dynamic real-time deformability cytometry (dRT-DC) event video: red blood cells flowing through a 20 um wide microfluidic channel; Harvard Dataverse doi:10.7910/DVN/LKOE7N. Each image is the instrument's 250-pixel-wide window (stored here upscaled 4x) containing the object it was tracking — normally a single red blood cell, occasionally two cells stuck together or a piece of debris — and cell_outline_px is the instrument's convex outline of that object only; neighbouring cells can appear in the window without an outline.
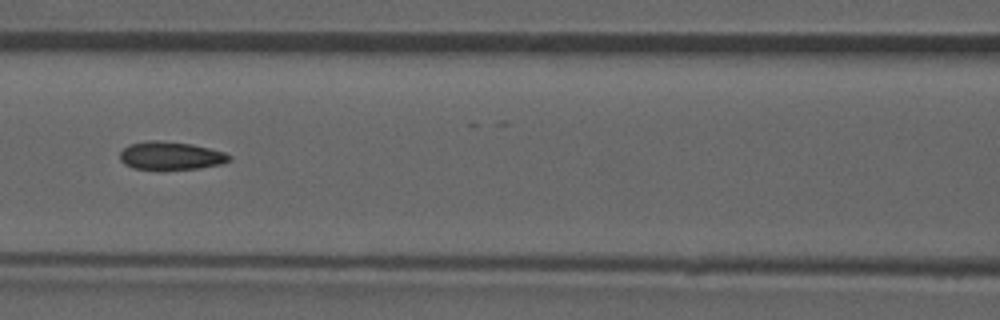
{"species": "common noctule bat (a hibernating species)", "species_latin": "Nyctalus noctula", "temperature_condition": "room temperature", "stored_images_in_passage": 52, "camera_frame_rate_fps": 3000, "um_per_image_px": 0.085, "animal": {"sex": "male", "forearm_length_mm": 52.5}, "frame": {"image": 1, "passage_image": 23, "time_ms": 7.333, "image_size_px": [1000, 320], "cell_outline_px": [[232, 160], [220, 164], [200, 168], [132, 168], [124, 164], [120, 160], [120, 152], [128, 144], [148, 140], [160, 140], [192, 144], [224, 152], [232, 156]], "centroid_in_image_um": [14.51, 13.21], "position_along_channel_um": 152.1, "area_um2": 17.69}}
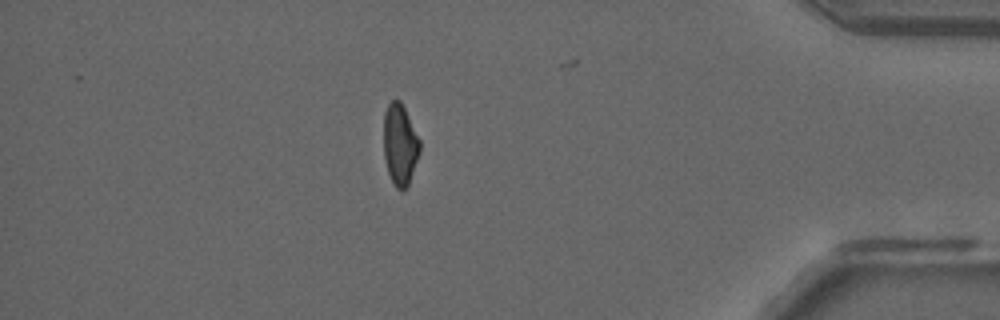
{"frame": {"image": 2, "passage_image": 45, "time_ms": 14.667, "image_size_px": [1000, 320], "cell_outline_px": [[420, 152], [408, 184], [404, 188], [396, 188], [388, 172], [384, 156], [384, 112], [388, 104], [392, 100], [400, 100], [420, 140]], "centroid_in_image_um": [33.99, 12.25], "position_along_channel_um": 401.2, "area_um2": 16.76}, "authors_computed_cell_mechanics": {"area_um2": 18.1781, "velocity_mm_per_s": 3.976, "shape_relaxation_time_tau1_ms": null, "shape_relaxation_time_tau2_ms": 1.1985, "deformation_change_tau1": null, "deformation_change_tau2": 0.0665}}